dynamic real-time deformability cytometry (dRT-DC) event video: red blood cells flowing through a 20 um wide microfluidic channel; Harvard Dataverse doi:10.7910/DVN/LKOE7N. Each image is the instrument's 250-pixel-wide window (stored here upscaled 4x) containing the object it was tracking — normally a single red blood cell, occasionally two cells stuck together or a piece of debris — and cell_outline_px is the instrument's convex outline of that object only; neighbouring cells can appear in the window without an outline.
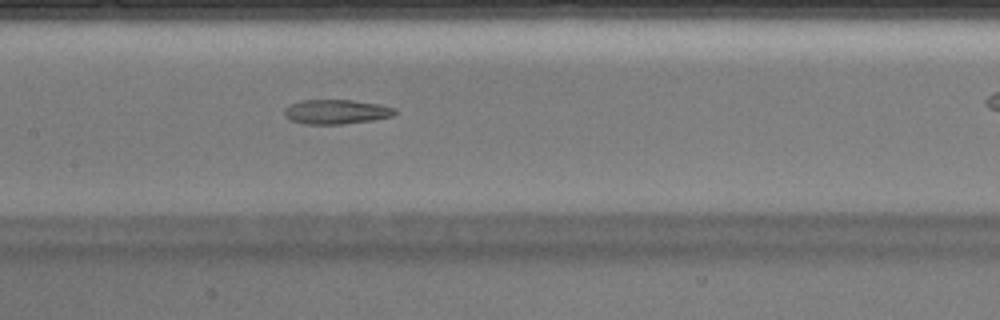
{"species": "Egyptian fruit bat (a non-hibernating species)", "species_latin": "Rousettus aegyptiacus", "temperature_condition": "warm", "stored_images_in_passage": 27, "camera_frame_rate_fps": 3000, "um_per_image_px": 0.085, "animal": {"sex": "male"}, "frame": {"image": 1, "passage_image": 12, "time_ms": 3.667, "image_size_px": [1000, 320], "cell_outline_px": [[396, 112], [392, 116], [372, 120], [340, 124], [304, 124], [292, 120], [284, 116], [284, 108], [292, 104], [304, 100], [352, 100], [380, 104], [396, 108]], "centroid_in_image_um": [28.59, 9.5], "position_along_channel_um": 178.8, "area_um2": 15.66}}